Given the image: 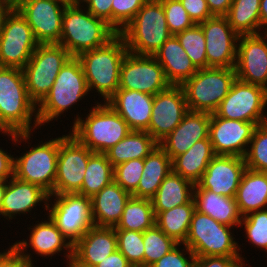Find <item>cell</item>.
Listing matches in <instances>:
<instances>
[{
  "instance_id": "cell-52",
  "label": "cell",
  "mask_w": 267,
  "mask_h": 267,
  "mask_svg": "<svg viewBox=\"0 0 267 267\" xmlns=\"http://www.w3.org/2000/svg\"><path fill=\"white\" fill-rule=\"evenodd\" d=\"M0 148V180L7 181L13 177L14 157Z\"/></svg>"
},
{
  "instance_id": "cell-7",
  "label": "cell",
  "mask_w": 267,
  "mask_h": 267,
  "mask_svg": "<svg viewBox=\"0 0 267 267\" xmlns=\"http://www.w3.org/2000/svg\"><path fill=\"white\" fill-rule=\"evenodd\" d=\"M236 79L235 68L198 69L181 85L189 111L214 113Z\"/></svg>"
},
{
  "instance_id": "cell-11",
  "label": "cell",
  "mask_w": 267,
  "mask_h": 267,
  "mask_svg": "<svg viewBox=\"0 0 267 267\" xmlns=\"http://www.w3.org/2000/svg\"><path fill=\"white\" fill-rule=\"evenodd\" d=\"M54 196L53 204L52 202L48 203L47 215L74 245L94 226L91 198L78 193L54 194L49 198H54Z\"/></svg>"
},
{
  "instance_id": "cell-58",
  "label": "cell",
  "mask_w": 267,
  "mask_h": 267,
  "mask_svg": "<svg viewBox=\"0 0 267 267\" xmlns=\"http://www.w3.org/2000/svg\"><path fill=\"white\" fill-rule=\"evenodd\" d=\"M66 4L81 5L85 0H63Z\"/></svg>"
},
{
  "instance_id": "cell-15",
  "label": "cell",
  "mask_w": 267,
  "mask_h": 267,
  "mask_svg": "<svg viewBox=\"0 0 267 267\" xmlns=\"http://www.w3.org/2000/svg\"><path fill=\"white\" fill-rule=\"evenodd\" d=\"M170 85L164 69L154 56L126 53L120 66L118 89L156 95Z\"/></svg>"
},
{
  "instance_id": "cell-48",
  "label": "cell",
  "mask_w": 267,
  "mask_h": 267,
  "mask_svg": "<svg viewBox=\"0 0 267 267\" xmlns=\"http://www.w3.org/2000/svg\"><path fill=\"white\" fill-rule=\"evenodd\" d=\"M242 257L204 256L196 257L193 267H244Z\"/></svg>"
},
{
  "instance_id": "cell-16",
  "label": "cell",
  "mask_w": 267,
  "mask_h": 267,
  "mask_svg": "<svg viewBox=\"0 0 267 267\" xmlns=\"http://www.w3.org/2000/svg\"><path fill=\"white\" fill-rule=\"evenodd\" d=\"M13 4L26 18L39 44H59L67 5L63 0H15Z\"/></svg>"
},
{
  "instance_id": "cell-9",
  "label": "cell",
  "mask_w": 267,
  "mask_h": 267,
  "mask_svg": "<svg viewBox=\"0 0 267 267\" xmlns=\"http://www.w3.org/2000/svg\"><path fill=\"white\" fill-rule=\"evenodd\" d=\"M71 57L62 45H38L22 69L29 98L36 105L49 93L58 73Z\"/></svg>"
},
{
  "instance_id": "cell-13",
  "label": "cell",
  "mask_w": 267,
  "mask_h": 267,
  "mask_svg": "<svg viewBox=\"0 0 267 267\" xmlns=\"http://www.w3.org/2000/svg\"><path fill=\"white\" fill-rule=\"evenodd\" d=\"M267 106V90L238 79L224 97L214 114L221 118L256 123L267 122L263 110Z\"/></svg>"
},
{
  "instance_id": "cell-5",
  "label": "cell",
  "mask_w": 267,
  "mask_h": 267,
  "mask_svg": "<svg viewBox=\"0 0 267 267\" xmlns=\"http://www.w3.org/2000/svg\"><path fill=\"white\" fill-rule=\"evenodd\" d=\"M128 52L153 56L172 36L159 0H148L134 19L119 33Z\"/></svg>"
},
{
  "instance_id": "cell-18",
  "label": "cell",
  "mask_w": 267,
  "mask_h": 267,
  "mask_svg": "<svg viewBox=\"0 0 267 267\" xmlns=\"http://www.w3.org/2000/svg\"><path fill=\"white\" fill-rule=\"evenodd\" d=\"M188 111L181 85H170L154 95L151 120L146 132L159 143L180 124Z\"/></svg>"
},
{
  "instance_id": "cell-42",
  "label": "cell",
  "mask_w": 267,
  "mask_h": 267,
  "mask_svg": "<svg viewBox=\"0 0 267 267\" xmlns=\"http://www.w3.org/2000/svg\"><path fill=\"white\" fill-rule=\"evenodd\" d=\"M117 248L133 267H144L143 232L115 229Z\"/></svg>"
},
{
  "instance_id": "cell-40",
  "label": "cell",
  "mask_w": 267,
  "mask_h": 267,
  "mask_svg": "<svg viewBox=\"0 0 267 267\" xmlns=\"http://www.w3.org/2000/svg\"><path fill=\"white\" fill-rule=\"evenodd\" d=\"M181 46L197 69L207 68L205 35L199 24L177 33Z\"/></svg>"
},
{
  "instance_id": "cell-14",
  "label": "cell",
  "mask_w": 267,
  "mask_h": 267,
  "mask_svg": "<svg viewBox=\"0 0 267 267\" xmlns=\"http://www.w3.org/2000/svg\"><path fill=\"white\" fill-rule=\"evenodd\" d=\"M93 153L71 133L59 137L54 194L78 193L81 190L88 160Z\"/></svg>"
},
{
  "instance_id": "cell-10",
  "label": "cell",
  "mask_w": 267,
  "mask_h": 267,
  "mask_svg": "<svg viewBox=\"0 0 267 267\" xmlns=\"http://www.w3.org/2000/svg\"><path fill=\"white\" fill-rule=\"evenodd\" d=\"M41 142L21 157H14L13 176L21 181L36 184L54 195L59 137Z\"/></svg>"
},
{
  "instance_id": "cell-34",
  "label": "cell",
  "mask_w": 267,
  "mask_h": 267,
  "mask_svg": "<svg viewBox=\"0 0 267 267\" xmlns=\"http://www.w3.org/2000/svg\"><path fill=\"white\" fill-rule=\"evenodd\" d=\"M158 142L146 131L131 130L129 134L105 154L113 167L132 159H144Z\"/></svg>"
},
{
  "instance_id": "cell-30",
  "label": "cell",
  "mask_w": 267,
  "mask_h": 267,
  "mask_svg": "<svg viewBox=\"0 0 267 267\" xmlns=\"http://www.w3.org/2000/svg\"><path fill=\"white\" fill-rule=\"evenodd\" d=\"M172 171V160L158 145L144 158L143 173L137 189L131 194L135 198L152 199L165 177Z\"/></svg>"
},
{
  "instance_id": "cell-3",
  "label": "cell",
  "mask_w": 267,
  "mask_h": 267,
  "mask_svg": "<svg viewBox=\"0 0 267 267\" xmlns=\"http://www.w3.org/2000/svg\"><path fill=\"white\" fill-rule=\"evenodd\" d=\"M130 131L126 121L107 102H97L85 120L79 114L74 118L69 133L92 152L105 153Z\"/></svg>"
},
{
  "instance_id": "cell-38",
  "label": "cell",
  "mask_w": 267,
  "mask_h": 267,
  "mask_svg": "<svg viewBox=\"0 0 267 267\" xmlns=\"http://www.w3.org/2000/svg\"><path fill=\"white\" fill-rule=\"evenodd\" d=\"M155 225V213L150 199L130 197L115 229L144 232Z\"/></svg>"
},
{
  "instance_id": "cell-29",
  "label": "cell",
  "mask_w": 267,
  "mask_h": 267,
  "mask_svg": "<svg viewBox=\"0 0 267 267\" xmlns=\"http://www.w3.org/2000/svg\"><path fill=\"white\" fill-rule=\"evenodd\" d=\"M195 209L209 215L217 222L236 227L240 225L242 216L238 210L235 197L218 195L207 189H194Z\"/></svg>"
},
{
  "instance_id": "cell-32",
  "label": "cell",
  "mask_w": 267,
  "mask_h": 267,
  "mask_svg": "<svg viewBox=\"0 0 267 267\" xmlns=\"http://www.w3.org/2000/svg\"><path fill=\"white\" fill-rule=\"evenodd\" d=\"M215 156L210 140L202 139L172 160V171L196 185Z\"/></svg>"
},
{
  "instance_id": "cell-23",
  "label": "cell",
  "mask_w": 267,
  "mask_h": 267,
  "mask_svg": "<svg viewBox=\"0 0 267 267\" xmlns=\"http://www.w3.org/2000/svg\"><path fill=\"white\" fill-rule=\"evenodd\" d=\"M114 227H91L74 245L70 267H95L117 250Z\"/></svg>"
},
{
  "instance_id": "cell-41",
  "label": "cell",
  "mask_w": 267,
  "mask_h": 267,
  "mask_svg": "<svg viewBox=\"0 0 267 267\" xmlns=\"http://www.w3.org/2000/svg\"><path fill=\"white\" fill-rule=\"evenodd\" d=\"M244 156L247 169L267 172V122L257 125Z\"/></svg>"
},
{
  "instance_id": "cell-51",
  "label": "cell",
  "mask_w": 267,
  "mask_h": 267,
  "mask_svg": "<svg viewBox=\"0 0 267 267\" xmlns=\"http://www.w3.org/2000/svg\"><path fill=\"white\" fill-rule=\"evenodd\" d=\"M0 267H32L12 246L0 254Z\"/></svg>"
},
{
  "instance_id": "cell-35",
  "label": "cell",
  "mask_w": 267,
  "mask_h": 267,
  "mask_svg": "<svg viewBox=\"0 0 267 267\" xmlns=\"http://www.w3.org/2000/svg\"><path fill=\"white\" fill-rule=\"evenodd\" d=\"M195 202L176 206L172 209L162 211L155 216V224L177 243L183 244L187 238Z\"/></svg>"
},
{
  "instance_id": "cell-36",
  "label": "cell",
  "mask_w": 267,
  "mask_h": 267,
  "mask_svg": "<svg viewBox=\"0 0 267 267\" xmlns=\"http://www.w3.org/2000/svg\"><path fill=\"white\" fill-rule=\"evenodd\" d=\"M226 18L239 36L259 34L260 0H233Z\"/></svg>"
},
{
  "instance_id": "cell-55",
  "label": "cell",
  "mask_w": 267,
  "mask_h": 267,
  "mask_svg": "<svg viewBox=\"0 0 267 267\" xmlns=\"http://www.w3.org/2000/svg\"><path fill=\"white\" fill-rule=\"evenodd\" d=\"M14 7L15 6L12 2L8 0H0V34L7 15Z\"/></svg>"
},
{
  "instance_id": "cell-21",
  "label": "cell",
  "mask_w": 267,
  "mask_h": 267,
  "mask_svg": "<svg viewBox=\"0 0 267 267\" xmlns=\"http://www.w3.org/2000/svg\"><path fill=\"white\" fill-rule=\"evenodd\" d=\"M246 169L243 157L216 155L194 189H207L218 195L235 197Z\"/></svg>"
},
{
  "instance_id": "cell-26",
  "label": "cell",
  "mask_w": 267,
  "mask_h": 267,
  "mask_svg": "<svg viewBox=\"0 0 267 267\" xmlns=\"http://www.w3.org/2000/svg\"><path fill=\"white\" fill-rule=\"evenodd\" d=\"M154 95L117 89L107 103L126 121L131 130L146 131L151 120Z\"/></svg>"
},
{
  "instance_id": "cell-57",
  "label": "cell",
  "mask_w": 267,
  "mask_h": 267,
  "mask_svg": "<svg viewBox=\"0 0 267 267\" xmlns=\"http://www.w3.org/2000/svg\"><path fill=\"white\" fill-rule=\"evenodd\" d=\"M6 191V181L0 180V211L3 202V197Z\"/></svg>"
},
{
  "instance_id": "cell-33",
  "label": "cell",
  "mask_w": 267,
  "mask_h": 267,
  "mask_svg": "<svg viewBox=\"0 0 267 267\" xmlns=\"http://www.w3.org/2000/svg\"><path fill=\"white\" fill-rule=\"evenodd\" d=\"M194 184L171 171L151 199L155 216L176 206L189 203L193 199Z\"/></svg>"
},
{
  "instance_id": "cell-17",
  "label": "cell",
  "mask_w": 267,
  "mask_h": 267,
  "mask_svg": "<svg viewBox=\"0 0 267 267\" xmlns=\"http://www.w3.org/2000/svg\"><path fill=\"white\" fill-rule=\"evenodd\" d=\"M199 25L205 35L207 68H235L240 36L226 16H213Z\"/></svg>"
},
{
  "instance_id": "cell-49",
  "label": "cell",
  "mask_w": 267,
  "mask_h": 267,
  "mask_svg": "<svg viewBox=\"0 0 267 267\" xmlns=\"http://www.w3.org/2000/svg\"><path fill=\"white\" fill-rule=\"evenodd\" d=\"M180 2L195 24L213 17L206 0H180Z\"/></svg>"
},
{
  "instance_id": "cell-56",
  "label": "cell",
  "mask_w": 267,
  "mask_h": 267,
  "mask_svg": "<svg viewBox=\"0 0 267 267\" xmlns=\"http://www.w3.org/2000/svg\"><path fill=\"white\" fill-rule=\"evenodd\" d=\"M260 21L261 28L266 29L263 32L267 33V0H260Z\"/></svg>"
},
{
  "instance_id": "cell-46",
  "label": "cell",
  "mask_w": 267,
  "mask_h": 267,
  "mask_svg": "<svg viewBox=\"0 0 267 267\" xmlns=\"http://www.w3.org/2000/svg\"><path fill=\"white\" fill-rule=\"evenodd\" d=\"M148 0H113L112 28L119 34Z\"/></svg>"
},
{
  "instance_id": "cell-37",
  "label": "cell",
  "mask_w": 267,
  "mask_h": 267,
  "mask_svg": "<svg viewBox=\"0 0 267 267\" xmlns=\"http://www.w3.org/2000/svg\"><path fill=\"white\" fill-rule=\"evenodd\" d=\"M114 167L105 153H93L88 160L83 184L78 194L92 198L102 188L114 181Z\"/></svg>"
},
{
  "instance_id": "cell-31",
  "label": "cell",
  "mask_w": 267,
  "mask_h": 267,
  "mask_svg": "<svg viewBox=\"0 0 267 267\" xmlns=\"http://www.w3.org/2000/svg\"><path fill=\"white\" fill-rule=\"evenodd\" d=\"M242 217L267 209V172L246 169L235 195Z\"/></svg>"
},
{
  "instance_id": "cell-22",
  "label": "cell",
  "mask_w": 267,
  "mask_h": 267,
  "mask_svg": "<svg viewBox=\"0 0 267 267\" xmlns=\"http://www.w3.org/2000/svg\"><path fill=\"white\" fill-rule=\"evenodd\" d=\"M47 220L48 221H41L32 226V228H29L31 229L29 242H27V240L24 241L23 239L22 241L15 242L12 247H14L32 267H34L32 264L33 260L30 257L31 255L26 251L27 247H31L36 254L40 256L43 255L44 257H52L54 254H58L64 249L68 252L65 256L70 267L73 259V245L61 233L49 216Z\"/></svg>"
},
{
  "instance_id": "cell-4",
  "label": "cell",
  "mask_w": 267,
  "mask_h": 267,
  "mask_svg": "<svg viewBox=\"0 0 267 267\" xmlns=\"http://www.w3.org/2000/svg\"><path fill=\"white\" fill-rule=\"evenodd\" d=\"M128 52L124 39L117 34L106 45L80 54V60L89 91L108 101L119 88L121 63Z\"/></svg>"
},
{
  "instance_id": "cell-50",
  "label": "cell",
  "mask_w": 267,
  "mask_h": 267,
  "mask_svg": "<svg viewBox=\"0 0 267 267\" xmlns=\"http://www.w3.org/2000/svg\"><path fill=\"white\" fill-rule=\"evenodd\" d=\"M112 1L113 0H85L87 9L96 18L104 20L112 27Z\"/></svg>"
},
{
  "instance_id": "cell-44",
  "label": "cell",
  "mask_w": 267,
  "mask_h": 267,
  "mask_svg": "<svg viewBox=\"0 0 267 267\" xmlns=\"http://www.w3.org/2000/svg\"><path fill=\"white\" fill-rule=\"evenodd\" d=\"M144 159H132L114 167V181L132 194L143 173Z\"/></svg>"
},
{
  "instance_id": "cell-53",
  "label": "cell",
  "mask_w": 267,
  "mask_h": 267,
  "mask_svg": "<svg viewBox=\"0 0 267 267\" xmlns=\"http://www.w3.org/2000/svg\"><path fill=\"white\" fill-rule=\"evenodd\" d=\"M95 267H133L126 257L117 249L107 256L103 262L98 263Z\"/></svg>"
},
{
  "instance_id": "cell-8",
  "label": "cell",
  "mask_w": 267,
  "mask_h": 267,
  "mask_svg": "<svg viewBox=\"0 0 267 267\" xmlns=\"http://www.w3.org/2000/svg\"><path fill=\"white\" fill-rule=\"evenodd\" d=\"M231 226L195 209L192 215L185 244L196 257L224 256L241 257L240 247L234 240Z\"/></svg>"
},
{
  "instance_id": "cell-2",
  "label": "cell",
  "mask_w": 267,
  "mask_h": 267,
  "mask_svg": "<svg viewBox=\"0 0 267 267\" xmlns=\"http://www.w3.org/2000/svg\"><path fill=\"white\" fill-rule=\"evenodd\" d=\"M83 5L67 4L62 17L59 45L72 57L106 45L118 33L104 20L96 18Z\"/></svg>"
},
{
  "instance_id": "cell-54",
  "label": "cell",
  "mask_w": 267,
  "mask_h": 267,
  "mask_svg": "<svg viewBox=\"0 0 267 267\" xmlns=\"http://www.w3.org/2000/svg\"><path fill=\"white\" fill-rule=\"evenodd\" d=\"M233 0H206L213 16H226Z\"/></svg>"
},
{
  "instance_id": "cell-1",
  "label": "cell",
  "mask_w": 267,
  "mask_h": 267,
  "mask_svg": "<svg viewBox=\"0 0 267 267\" xmlns=\"http://www.w3.org/2000/svg\"><path fill=\"white\" fill-rule=\"evenodd\" d=\"M37 127V105L29 98L23 70L0 66L1 134L11 136L12 141L19 144L30 140L32 129Z\"/></svg>"
},
{
  "instance_id": "cell-25",
  "label": "cell",
  "mask_w": 267,
  "mask_h": 267,
  "mask_svg": "<svg viewBox=\"0 0 267 267\" xmlns=\"http://www.w3.org/2000/svg\"><path fill=\"white\" fill-rule=\"evenodd\" d=\"M49 197L50 194L40 186L21 181L13 176L6 181L0 216L8 218L9 221L17 216L16 214L30 212L42 202L47 210L48 203L52 201Z\"/></svg>"
},
{
  "instance_id": "cell-12",
  "label": "cell",
  "mask_w": 267,
  "mask_h": 267,
  "mask_svg": "<svg viewBox=\"0 0 267 267\" xmlns=\"http://www.w3.org/2000/svg\"><path fill=\"white\" fill-rule=\"evenodd\" d=\"M38 45L26 18L14 7L0 34V66L23 69Z\"/></svg>"
},
{
  "instance_id": "cell-19",
  "label": "cell",
  "mask_w": 267,
  "mask_h": 267,
  "mask_svg": "<svg viewBox=\"0 0 267 267\" xmlns=\"http://www.w3.org/2000/svg\"><path fill=\"white\" fill-rule=\"evenodd\" d=\"M256 127V123L221 118L212 113L208 137L215 154L244 158Z\"/></svg>"
},
{
  "instance_id": "cell-39",
  "label": "cell",
  "mask_w": 267,
  "mask_h": 267,
  "mask_svg": "<svg viewBox=\"0 0 267 267\" xmlns=\"http://www.w3.org/2000/svg\"><path fill=\"white\" fill-rule=\"evenodd\" d=\"M143 243L144 267L151 266L179 244L156 224L143 232Z\"/></svg>"
},
{
  "instance_id": "cell-47",
  "label": "cell",
  "mask_w": 267,
  "mask_h": 267,
  "mask_svg": "<svg viewBox=\"0 0 267 267\" xmlns=\"http://www.w3.org/2000/svg\"><path fill=\"white\" fill-rule=\"evenodd\" d=\"M180 245L181 244H178L170 252L149 267H193L196 256L185 244H183L184 250H179ZM184 251L186 253H184ZM186 254L189 256L185 257Z\"/></svg>"
},
{
  "instance_id": "cell-27",
  "label": "cell",
  "mask_w": 267,
  "mask_h": 267,
  "mask_svg": "<svg viewBox=\"0 0 267 267\" xmlns=\"http://www.w3.org/2000/svg\"><path fill=\"white\" fill-rule=\"evenodd\" d=\"M132 195L112 181L91 198L94 226L115 227Z\"/></svg>"
},
{
  "instance_id": "cell-43",
  "label": "cell",
  "mask_w": 267,
  "mask_h": 267,
  "mask_svg": "<svg viewBox=\"0 0 267 267\" xmlns=\"http://www.w3.org/2000/svg\"><path fill=\"white\" fill-rule=\"evenodd\" d=\"M243 225L248 241L267 252V209L251 212L242 217L240 226Z\"/></svg>"
},
{
  "instance_id": "cell-45",
  "label": "cell",
  "mask_w": 267,
  "mask_h": 267,
  "mask_svg": "<svg viewBox=\"0 0 267 267\" xmlns=\"http://www.w3.org/2000/svg\"><path fill=\"white\" fill-rule=\"evenodd\" d=\"M164 8L169 32L172 35L183 32L195 25L180 0H159Z\"/></svg>"
},
{
  "instance_id": "cell-6",
  "label": "cell",
  "mask_w": 267,
  "mask_h": 267,
  "mask_svg": "<svg viewBox=\"0 0 267 267\" xmlns=\"http://www.w3.org/2000/svg\"><path fill=\"white\" fill-rule=\"evenodd\" d=\"M80 60L71 57L58 73L49 93L37 105V119L39 126H45L53 119L67 112L72 105L89 94Z\"/></svg>"
},
{
  "instance_id": "cell-24",
  "label": "cell",
  "mask_w": 267,
  "mask_h": 267,
  "mask_svg": "<svg viewBox=\"0 0 267 267\" xmlns=\"http://www.w3.org/2000/svg\"><path fill=\"white\" fill-rule=\"evenodd\" d=\"M210 119V113L188 111L180 124L158 143L159 146L173 160L197 141L209 139Z\"/></svg>"
},
{
  "instance_id": "cell-28",
  "label": "cell",
  "mask_w": 267,
  "mask_h": 267,
  "mask_svg": "<svg viewBox=\"0 0 267 267\" xmlns=\"http://www.w3.org/2000/svg\"><path fill=\"white\" fill-rule=\"evenodd\" d=\"M153 56L171 85H182L198 71L176 35H172Z\"/></svg>"
},
{
  "instance_id": "cell-20",
  "label": "cell",
  "mask_w": 267,
  "mask_h": 267,
  "mask_svg": "<svg viewBox=\"0 0 267 267\" xmlns=\"http://www.w3.org/2000/svg\"><path fill=\"white\" fill-rule=\"evenodd\" d=\"M241 35L238 40L236 76L267 90V33Z\"/></svg>"
}]
</instances>
